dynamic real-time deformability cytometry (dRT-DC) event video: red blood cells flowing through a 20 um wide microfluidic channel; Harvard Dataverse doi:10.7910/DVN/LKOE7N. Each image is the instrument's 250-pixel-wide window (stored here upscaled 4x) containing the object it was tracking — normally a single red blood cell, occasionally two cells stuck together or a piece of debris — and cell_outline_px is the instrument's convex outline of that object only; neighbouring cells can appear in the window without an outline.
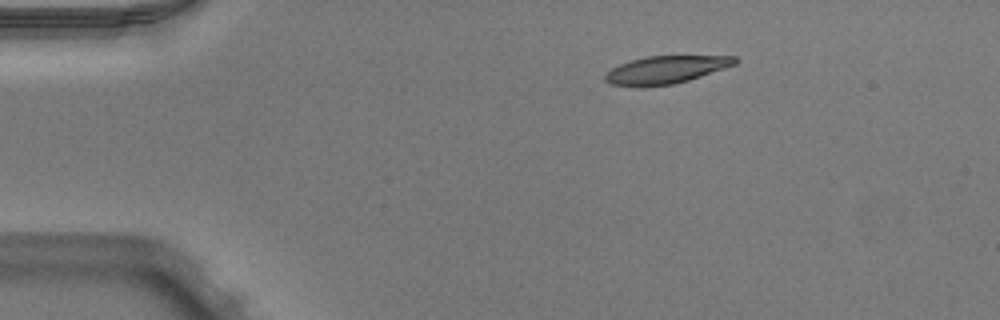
{"species": "Egyptian fruit bat (a non-hibernating species)", "species_latin": "Rousettus aegyptiacus", "temperature_condition": "warm", "stored_images_in_passage": 43, "camera_frame_rate_fps": 3000, "um_per_image_px": 0.085, "animal": {"sex": "male"}, "frame": {"image": 1, "passage_image": 1, "time_ms": 0.0, "image_size_px": [1000, 320], "cell_outline_px": [[740, 60], [736, 64], [688, 80], [672, 84], [644, 88], [612, 84], [604, 80], [604, 76], [612, 68], [620, 64], [644, 56], [736, 56]], "centroid_in_image_um": [56.58, 5.94], "position_along_channel_um": 28.4, "area_um2": 20.98}}
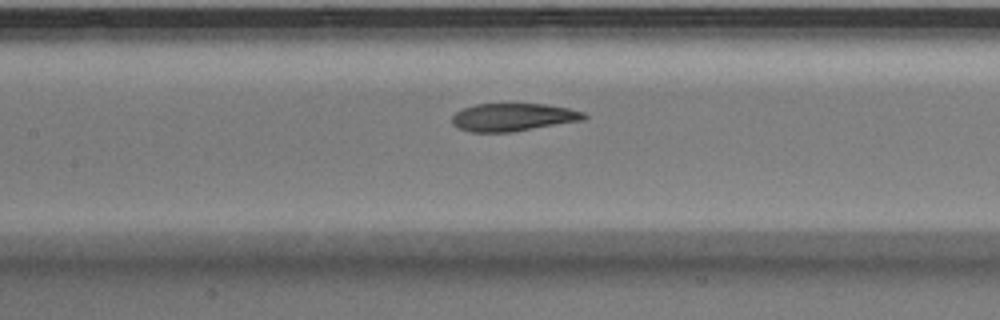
{"frame": {"image": 2, "passage_image": 16, "time_ms": 5.0, "image_size_px": [1000, 320], "cell_outline_px": [[588, 116], [584, 120], [508, 132], [472, 132], [460, 128], [452, 124], [452, 116], [456, 112], [464, 108], [476, 104], [544, 104], [568, 108], [584, 112]], "centroid_in_image_um": [43.62, 9.96], "position_along_channel_um": 163.8, "area_um2": 21.15}}
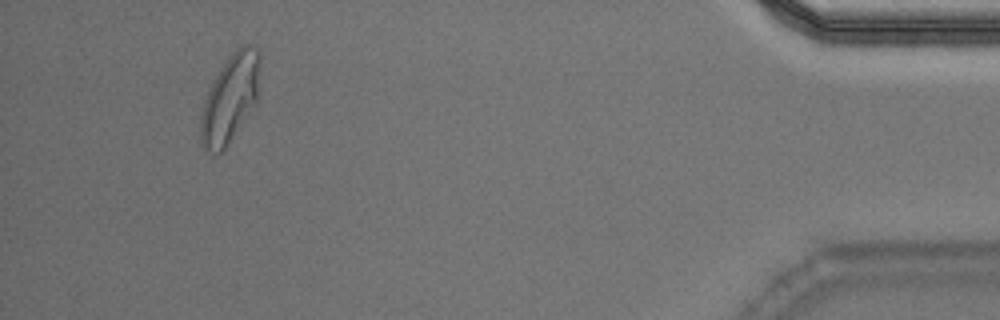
{"frame": {"image": 3, "passage_image": 40, "time_ms": 13.0, "image_size_px": [1000, 320], "cell_outline_px": [[260, 56], [256, 104], [224, 148], [220, 152], [208, 152], [200, 144], [200, 116], [204, 100], [208, 88], [212, 80], [228, 56], [240, 44], [252, 44], [260, 52]], "centroid_in_image_um": [19.54, 8.32], "position_along_channel_um": 415.7, "area_um2": 30.46}, "authors_computed_cell_mechanics": {"area_um2": 22.6576, "velocity_mm_per_s": 3.9571, "shape_relaxation_time_tau1_ms": null, "shape_relaxation_time_tau2_ms": 1.5526, "deformation_change_tau1": null, "deformation_change_tau2": 0.0796}}